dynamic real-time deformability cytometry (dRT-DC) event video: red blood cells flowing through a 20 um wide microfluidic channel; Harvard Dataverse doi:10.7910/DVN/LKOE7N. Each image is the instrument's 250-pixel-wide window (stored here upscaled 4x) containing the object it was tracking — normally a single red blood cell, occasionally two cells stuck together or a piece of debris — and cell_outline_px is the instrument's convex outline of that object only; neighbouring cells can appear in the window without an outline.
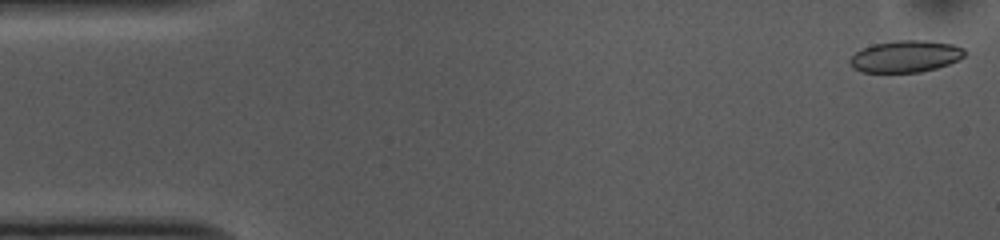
{"species": "common noctule bat (a hibernating species)", "species_latin": "Nyctalus noctula", "temperature_condition": "cold", "stored_images_in_passage": 52, "camera_frame_rate_fps": 3000, "um_per_image_px": 0.085, "animal": {"sex": "female", "body_mass_g": 10.0, "forearm_length_mm": 53.1}, "frame": {"image": 1, "passage_image": 1, "time_ms": 0.0, "image_size_px": [1000, 240], "cell_outline_px": [[964, 56], [960, 60], [936, 68], [920, 72], [860, 72], [852, 68], [848, 64], [848, 60], [856, 52], [872, 44], [896, 40], [928, 40], [952, 44], [964, 48]], "centroid_in_image_um": [76.95, 4.79], "position_along_channel_um": 8.0, "area_um2": 21.44}}
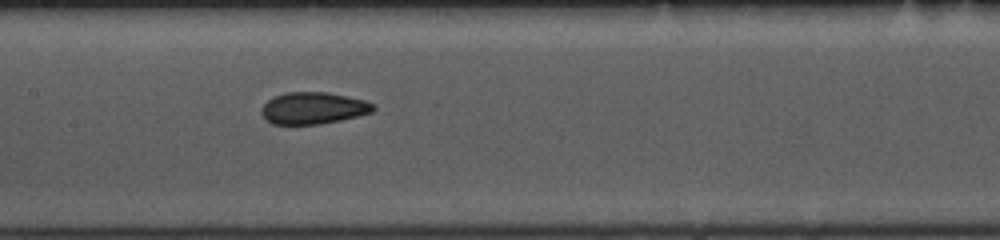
{"frame": {"image": 2, "passage_image": 24, "time_ms": 7.667, "image_size_px": [1000, 240], "cell_outline_px": [[376, 108], [372, 112], [340, 120], [320, 124], [272, 124], [264, 120], [260, 112], [260, 108], [268, 100], [284, 92], [328, 92], [348, 96], [364, 100], [372, 104]], "centroid_in_image_um": [26.58, 9.19], "position_along_channel_um": 180.8, "area_um2": 20.81}}
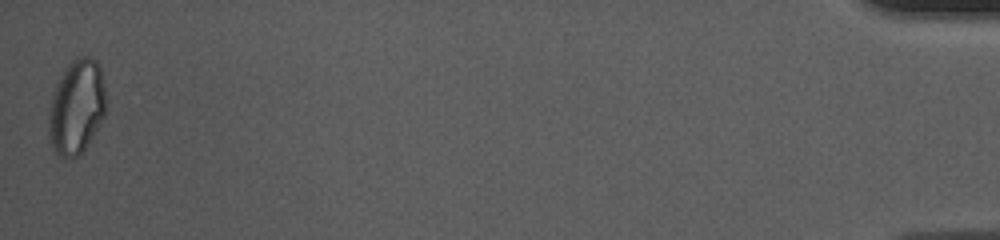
{"frame": {"image": 3, "passage_image": 52, "time_ms": 17.0, "image_size_px": [1000, 240], "cell_outline_px": [[104, 116], [100, 124], [88, 144], [76, 156], [68, 160], [64, 160], [52, 148], [48, 136], [48, 124], [52, 96], [60, 76], [68, 64], [76, 56], [88, 56], [96, 60], [100, 68], [104, 84]], "centroid_in_image_um": [6.49, 9.11], "position_along_channel_um": 428.7, "area_um2": 31.39}, "authors_computed_cell_mechanics": {"area_um2": 21.5883, "velocity_mm_per_s": 3.7158, "shape_relaxation_time_tau1_ms": 8.5644, "shape_relaxation_time_tau2_ms": 2.1844, "deformation_change_tau1": 0.1399, "deformation_change_tau2": 0.083}}